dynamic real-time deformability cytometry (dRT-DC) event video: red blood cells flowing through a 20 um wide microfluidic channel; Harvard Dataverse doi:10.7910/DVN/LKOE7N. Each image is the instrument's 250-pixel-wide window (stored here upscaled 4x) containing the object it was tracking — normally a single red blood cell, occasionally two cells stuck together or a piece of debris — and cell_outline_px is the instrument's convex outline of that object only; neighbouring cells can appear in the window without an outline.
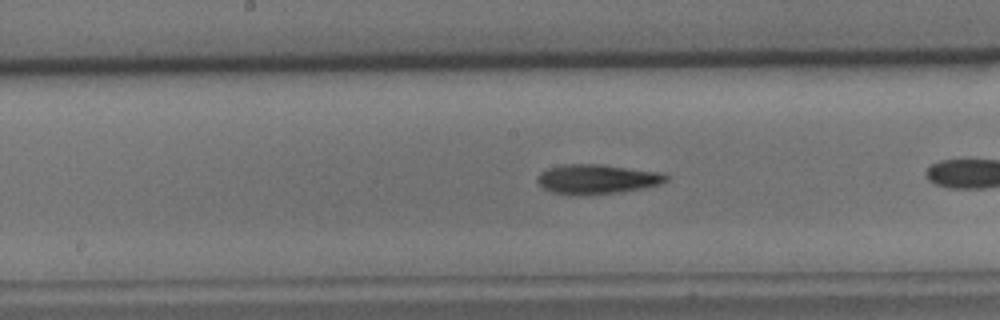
{"species": "common noctule bat (a hibernating species)", "species_latin": "Nyctalus noctula", "temperature_condition": "cold", "stored_images_in_passage": 27, "camera_frame_rate_fps": 3000, "um_per_image_px": 0.085, "animal": {"sex": "male", "body_mass_g": 15.6}, "frame": {"image": 1, "passage_image": 12, "time_ms": 3.667, "image_size_px": [1000, 320], "cell_outline_px": [[668, 180], [660, 184], [644, 188], [616, 192], [584, 196], [552, 192], [544, 188], [536, 180], [536, 176], [540, 172], [548, 168], [564, 164], [600, 164], [664, 172], [668, 176]], "centroid_in_image_um": [50.75, 15.22], "position_along_channel_um": 197.4, "area_um2": 22.37}}